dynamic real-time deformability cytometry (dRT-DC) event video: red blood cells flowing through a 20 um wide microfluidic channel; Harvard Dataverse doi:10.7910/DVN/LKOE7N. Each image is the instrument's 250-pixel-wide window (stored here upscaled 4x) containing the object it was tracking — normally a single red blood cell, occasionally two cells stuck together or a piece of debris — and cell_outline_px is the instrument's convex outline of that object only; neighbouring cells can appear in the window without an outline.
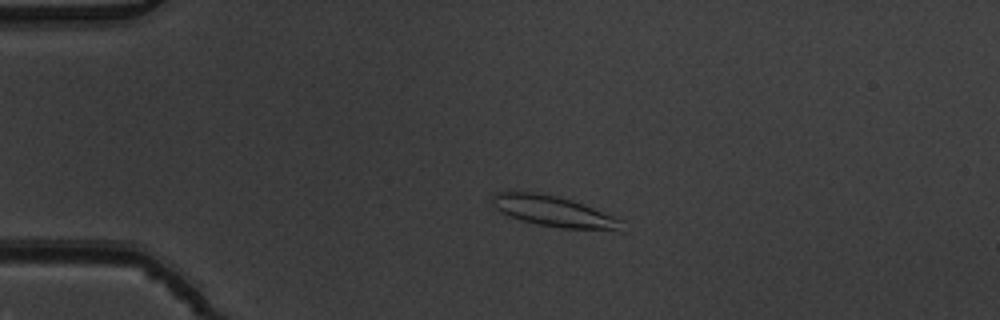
{"species": "common noctule bat (a hibernating species)", "species_latin": "Nyctalus noctula", "temperature_condition": "warm", "stored_images_in_passage": 5, "camera_frame_rate_fps": 3000, "um_per_image_px": 0.085, "animal": {"sex": "male", "body_mass_g": 19.5, "forearm_length_mm": 54.6}, "frame": {"image": 1, "passage_image": 4, "time_ms": 1.0, "image_size_px": [1000, 320], "cell_outline_px": [[624, 232], [620, 232], [560, 228], [536, 224], [520, 220], [508, 216], [500, 212], [492, 204], [492, 196], [496, 192], [536, 192], [556, 196], [572, 200], [624, 220]], "centroid_in_image_um": [47.15, 18.01], "position_along_channel_um": 37.8, "area_um2": 23.64}}